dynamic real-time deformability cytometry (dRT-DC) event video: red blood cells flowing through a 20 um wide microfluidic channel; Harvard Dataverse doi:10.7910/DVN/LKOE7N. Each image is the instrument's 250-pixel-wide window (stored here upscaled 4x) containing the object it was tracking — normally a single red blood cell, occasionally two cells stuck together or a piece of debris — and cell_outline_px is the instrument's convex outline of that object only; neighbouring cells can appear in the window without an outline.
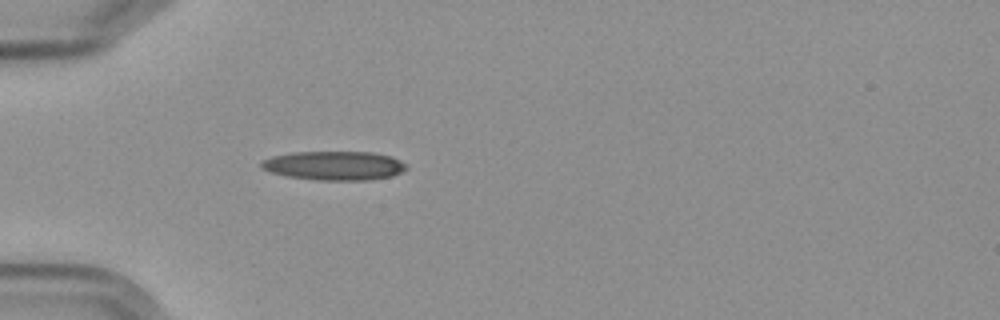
{"species": "Egyptian fruit bat (a non-hibernating species)", "species_latin": "Rousettus aegyptiacus", "temperature_condition": "cold", "stored_images_in_passage": 4, "camera_frame_rate_fps": 3000, "um_per_image_px": 0.085, "frame": {"image": 1, "passage_image": 4, "time_ms": 4.333, "image_size_px": [1000, 320], "cell_outline_px": [[408, 168], [392, 176], [368, 180], [316, 180], [288, 176], [272, 172], [260, 168], [260, 160], [272, 156], [292, 152], [372, 152], [392, 156], [400, 160]], "centroid_in_image_um": [28.39, 14.07], "position_along_channel_um": 56.6, "area_um2": 24.57}}